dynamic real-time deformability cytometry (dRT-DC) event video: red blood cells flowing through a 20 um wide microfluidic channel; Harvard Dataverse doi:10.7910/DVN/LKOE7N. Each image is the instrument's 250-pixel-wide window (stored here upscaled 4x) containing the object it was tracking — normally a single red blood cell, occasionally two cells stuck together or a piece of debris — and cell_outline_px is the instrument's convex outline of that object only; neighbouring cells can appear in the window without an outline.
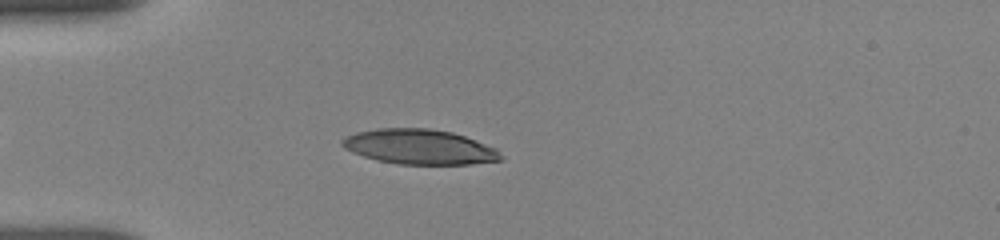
{"species": "human", "species_latin": "Homo sapiens", "temperature_condition": "room temperature", "stored_images_in_passage": 4, "camera_frame_rate_fps": 3000, "um_per_image_px": 0.085, "donor": {"sex": "female"}, "frame": {"image": 1, "passage_image": 4, "time_ms": 3.333, "image_size_px": [1000, 240], "cell_outline_px": [[504, 160], [472, 164], [396, 164], [376, 160], [352, 152], [344, 148], [340, 144], [340, 140], [344, 136], [356, 132], [376, 128], [428, 128], [452, 132], [476, 140], [496, 148], [504, 156]], "centroid_in_image_um": [35.65, 12.48], "position_along_channel_um": 49.4, "area_um2": 32.66}}